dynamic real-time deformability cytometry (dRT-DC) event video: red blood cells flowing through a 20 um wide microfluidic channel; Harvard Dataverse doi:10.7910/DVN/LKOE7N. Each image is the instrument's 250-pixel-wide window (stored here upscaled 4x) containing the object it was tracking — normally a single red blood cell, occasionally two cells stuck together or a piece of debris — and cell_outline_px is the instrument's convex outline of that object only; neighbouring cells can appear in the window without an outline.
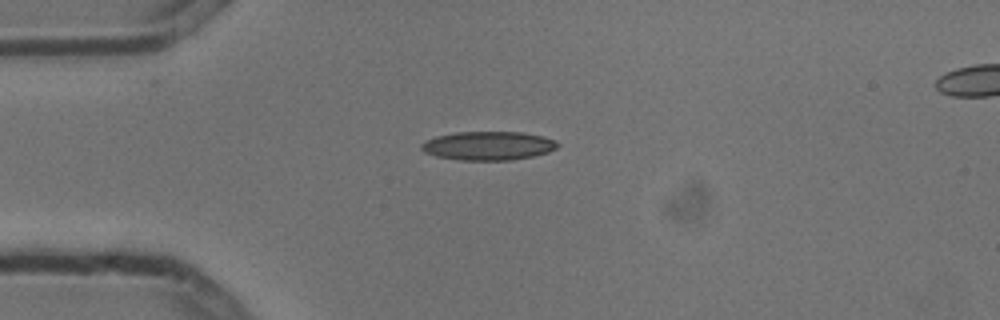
{"species": "common noctule bat (a hibernating species)", "species_latin": "Nyctalus noctula", "temperature_condition": "cold", "stored_images_in_passage": 6, "camera_frame_rate_fps": 3000, "um_per_image_px": 0.085, "animal": {"sex": "male", "body_mass_g": 13.3}, "frame": {"image": 1, "passage_image": 6, "time_ms": 1.667, "image_size_px": [1000, 320], "cell_outline_px": [[560, 144], [556, 148], [548, 152], [532, 156], [512, 160], [460, 160], [436, 156], [424, 152], [420, 148], [420, 144], [424, 140], [436, 136], [456, 132], [524, 132], [544, 136], [556, 140]], "centroid_in_image_um": [41.5, 12.38], "position_along_channel_um": 43.5, "area_um2": 23.0}}